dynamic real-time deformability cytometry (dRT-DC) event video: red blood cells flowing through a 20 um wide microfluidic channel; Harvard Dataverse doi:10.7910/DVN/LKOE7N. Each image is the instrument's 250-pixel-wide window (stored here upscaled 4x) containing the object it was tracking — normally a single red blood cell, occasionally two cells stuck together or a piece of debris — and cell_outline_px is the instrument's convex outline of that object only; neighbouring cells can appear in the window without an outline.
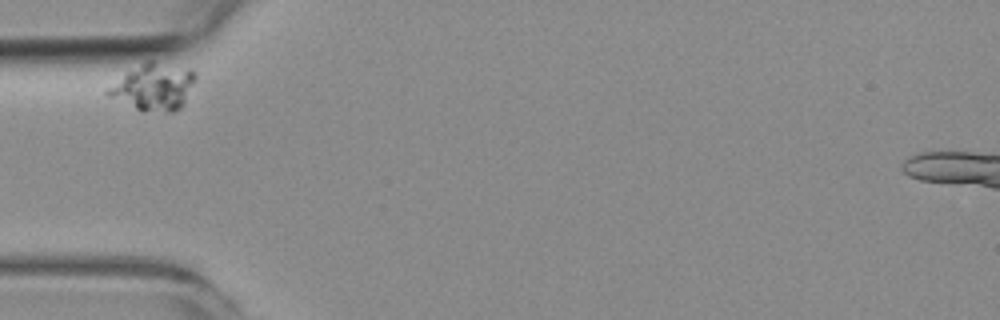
{"species": "common noctule bat (a hibernating species)", "species_latin": "Nyctalus noctula", "temperature_condition": "room temperature", "stored_images_in_passage": 2, "camera_frame_rate_fps": 3000, "um_per_image_px": 0.085, "animal": {"sex": "female", "body_mass_g": 19.3, "forearm_length_mm": 54.1}, "frame": {"image": 1, "passage_image": 1, "time_ms": 0.0, "image_size_px": [1000, 320], "cell_outline_px": [[196, 76], [184, 104], [176, 112], [144, 112], [108, 96], [104, 92], [108, 88], [128, 72], [148, 60], [152, 60], [192, 68]], "centroid_in_image_um": [13.1, 7.4], "position_along_channel_um": 71.9, "area_um2": 23.7}}